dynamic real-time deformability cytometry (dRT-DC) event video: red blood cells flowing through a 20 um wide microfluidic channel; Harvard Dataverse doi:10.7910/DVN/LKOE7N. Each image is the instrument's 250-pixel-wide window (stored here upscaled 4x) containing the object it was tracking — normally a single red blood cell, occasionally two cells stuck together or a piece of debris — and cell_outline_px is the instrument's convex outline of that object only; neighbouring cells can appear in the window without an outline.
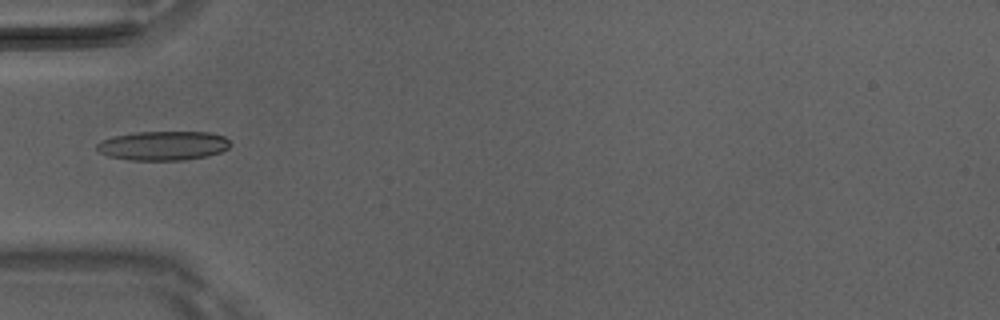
{"species": "Egyptian fruit bat (a non-hibernating species)", "species_latin": "Rousettus aegyptiacus", "temperature_condition": "room temperature", "stored_images_in_passage": 1, "camera_frame_rate_fps": 3000, "um_per_image_px": 0.085, "animal": {"sex": "male"}, "frame": {"image": 1, "passage_image": 1, "time_ms": 0.0, "image_size_px": [1000, 320], "cell_outline_px": [[232, 144], [228, 148], [220, 152], [208, 156], [184, 160], [128, 160], [108, 156], [100, 152], [96, 148], [96, 144], [104, 140], [116, 136], [136, 132], [208, 132], [224, 136]], "centroid_in_image_um": [13.9, 12.39], "position_along_channel_um": 71.1, "area_um2": 22.66}}